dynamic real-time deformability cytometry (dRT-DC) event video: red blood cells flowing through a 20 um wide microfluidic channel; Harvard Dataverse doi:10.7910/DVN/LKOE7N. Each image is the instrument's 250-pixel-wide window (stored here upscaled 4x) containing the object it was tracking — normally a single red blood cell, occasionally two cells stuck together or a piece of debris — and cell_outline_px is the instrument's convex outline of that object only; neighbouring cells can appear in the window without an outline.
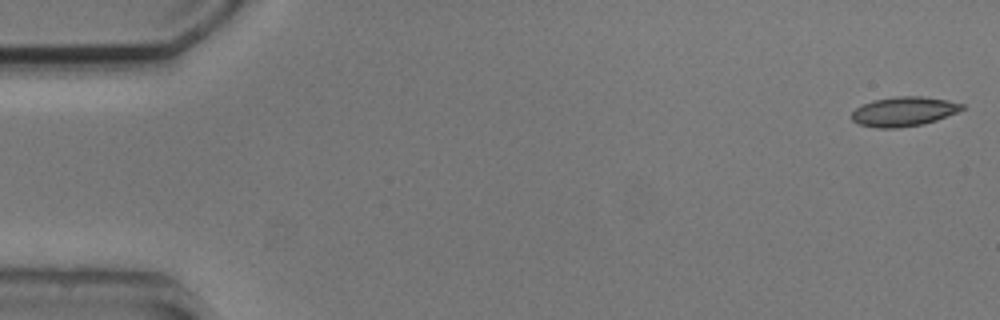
{"species": "common noctule bat (a hibernating species)", "species_latin": "Nyctalus noctula", "temperature_condition": "cold", "stored_images_in_passage": 53, "camera_frame_rate_fps": 3000, "um_per_image_px": 0.085, "animal": {"sex": "male", "body_mass_g": 20.5, "forearm_length_mm": 52.5}, "frame": {"image": 1, "passage_image": 1, "time_ms": 0.0, "image_size_px": [1000, 320], "cell_outline_px": [[964, 108], [956, 112], [936, 120], [924, 124], [896, 128], [876, 128], [860, 124], [852, 120], [852, 112], [856, 108], [872, 100], [896, 96], [920, 96], [948, 100], [964, 104]], "centroid_in_image_um": [76.81, 9.47], "position_along_channel_um": 8.2, "area_um2": 18.84}}
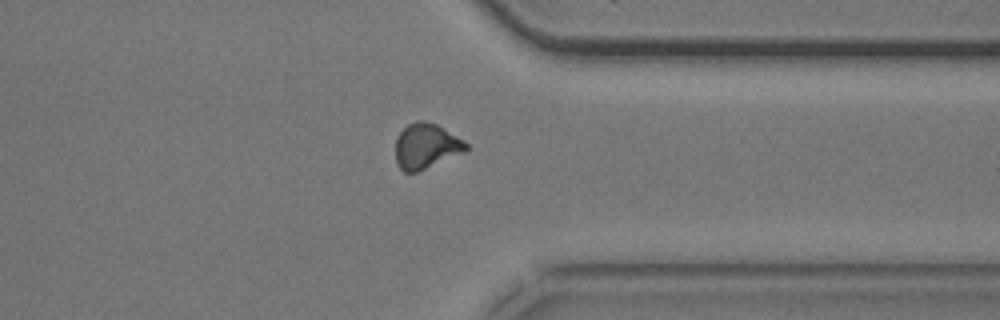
{"frame": {"image": 2, "passage_image": 41, "time_ms": 13.333, "image_size_px": [1000, 320], "cell_outline_px": [[468, 152], [416, 172], [404, 172], [396, 164], [396, 136], [408, 124], [416, 120], [424, 120], [436, 124], [444, 128], [464, 140], [468, 144]], "centroid_in_image_um": [36.25, 12.42], "position_along_channel_um": 375.2, "area_um2": 18.9}}
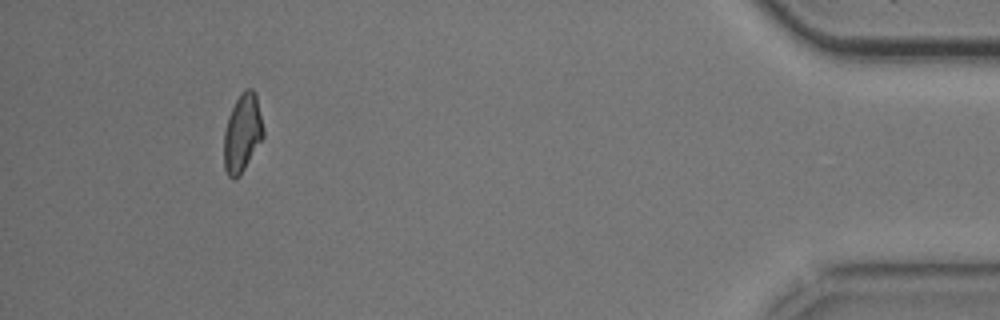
{"frame": {"image": 3, "passage_image": 49, "time_ms": 16.0, "image_size_px": [1000, 320], "cell_outline_px": [[264, 136], [240, 176], [232, 180], [228, 176], [224, 168], [224, 132], [228, 116], [236, 100], [244, 88], [252, 88], [256, 92], [264, 128]], "centroid_in_image_um": [20.61, 11.3], "position_along_channel_um": 414.6, "area_um2": 18.15}, "authors_computed_cell_mechanics": {"area_um2": 18.8428, "velocity_mm_per_s": 3.79, "shape_relaxation_time_tau1_ms": 5.6591, "shape_relaxation_time_tau2_ms": 4.3721, "deformation_change_tau1": 0.1074, "deformation_change_tau2": 0.1011}}